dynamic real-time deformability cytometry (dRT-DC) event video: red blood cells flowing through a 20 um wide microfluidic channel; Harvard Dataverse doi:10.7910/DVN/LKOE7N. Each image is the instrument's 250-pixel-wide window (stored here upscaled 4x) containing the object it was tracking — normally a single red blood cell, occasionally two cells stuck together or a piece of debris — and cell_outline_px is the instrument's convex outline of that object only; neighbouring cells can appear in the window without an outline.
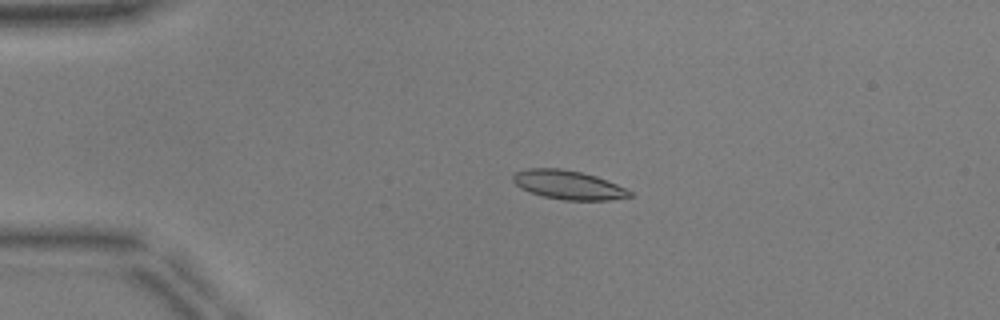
{"species": "common noctule bat (a hibernating species)", "species_latin": "Nyctalus noctula", "temperature_condition": "warm", "stored_images_in_passage": 48, "camera_frame_rate_fps": 3000, "um_per_image_px": 0.085, "animal": {"sex": "male", "body_mass_g": 17.9, "forearm_length_mm": 54.2}, "frame": {"image": 1, "passage_image": 8, "time_ms": 2.333, "image_size_px": [1000, 320], "cell_outline_px": [[632, 196], [608, 200], [564, 200], [544, 196], [520, 188], [512, 180], [512, 176], [516, 172], [528, 168], [560, 168], [580, 172], [596, 176], [616, 184], [632, 192]], "centroid_in_image_um": [48.28, 15.71], "position_along_channel_um": 36.7, "area_um2": 19.42}}
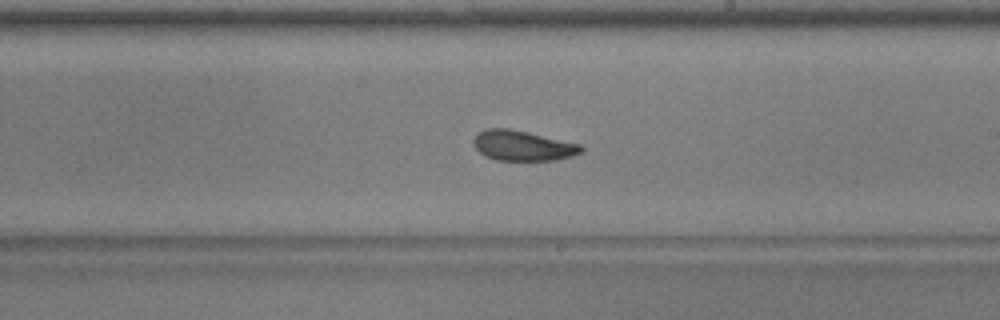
{"frame": {"image": 2, "passage_image": 27, "time_ms": 8.667, "image_size_px": [1000, 320], "cell_outline_px": [[584, 152], [572, 156], [556, 160], [496, 160], [484, 156], [472, 144], [472, 140], [484, 128], [508, 128], [528, 132], [580, 144], [584, 148]], "centroid_in_image_um": [44.43, 12.38], "position_along_channel_um": 244.6, "area_um2": 19.02}}
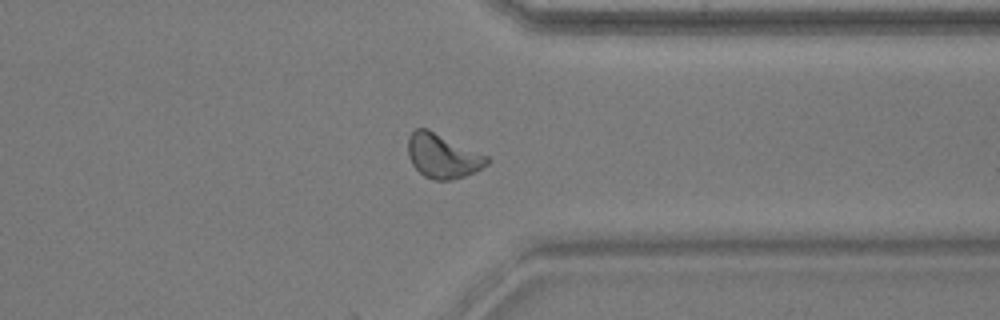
{"frame": {"image": 3, "passage_image": 37, "time_ms": 12.0, "image_size_px": [1000, 320], "cell_outline_px": [[488, 164], [464, 176], [452, 180], [432, 180], [424, 176], [412, 164], [408, 156], [408, 136], [416, 128], [428, 128], [488, 156]], "centroid_in_image_um": [37.59, 13.25], "position_along_channel_um": 373.8, "area_um2": 20.29}, "authors_computed_cell_mechanics": {"area_um2": 19.4786, "velocity_mm_per_s": 3.9272, "shape_relaxation_time_tau1_ms": 3.883, "shape_relaxation_time_tau2_ms": 1.3285, "deformation_change_tau1": 0.1392, "deformation_change_tau2": 0.0699}}